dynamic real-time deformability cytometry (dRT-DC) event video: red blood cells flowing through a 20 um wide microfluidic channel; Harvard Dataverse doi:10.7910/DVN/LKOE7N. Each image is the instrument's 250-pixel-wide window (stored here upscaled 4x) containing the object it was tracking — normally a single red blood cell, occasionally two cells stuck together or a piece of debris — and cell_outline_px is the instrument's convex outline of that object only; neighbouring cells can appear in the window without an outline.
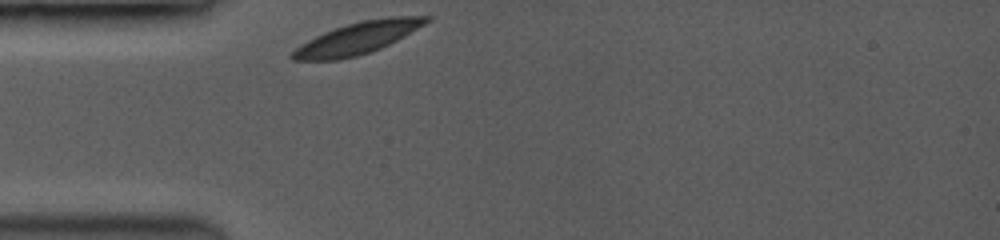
{"species": "common noctule bat (a hibernating species)", "species_latin": "Nyctalus noctula", "temperature_condition": "room temperature", "stored_images_in_passage": 4, "camera_frame_rate_fps": 3500, "um_per_image_px": 0.085, "animal": {"sex": "female", "body_mass_g": 19.0, "forearm_length_mm": 53.3}, "frame": {"image": 1, "passage_image": 1, "time_ms": 0.0, "image_size_px": [1000, 240], "cell_outline_px": [[432, 20], [396, 40], [380, 48], [356, 56], [336, 60], [292, 60], [288, 56], [300, 44], [324, 32], [360, 20], [388, 16], [432, 16]], "centroid_in_image_um": [30.39, 3.23], "position_along_channel_um": 54.6, "area_um2": 24.62}}